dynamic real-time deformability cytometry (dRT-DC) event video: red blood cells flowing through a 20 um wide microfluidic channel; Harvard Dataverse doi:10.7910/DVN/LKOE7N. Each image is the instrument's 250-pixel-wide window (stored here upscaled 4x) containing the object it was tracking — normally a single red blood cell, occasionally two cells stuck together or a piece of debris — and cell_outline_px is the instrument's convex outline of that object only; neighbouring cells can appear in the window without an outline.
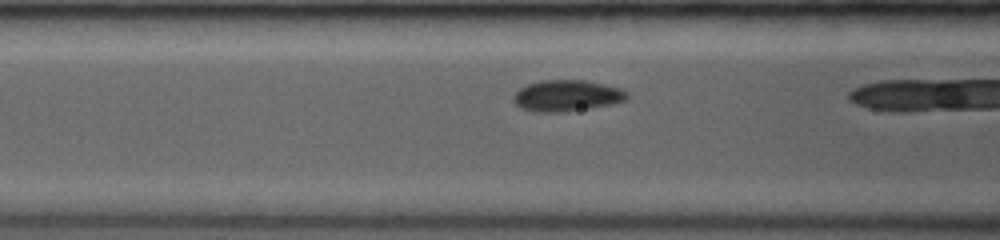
{"species": "common noctule bat (a hibernating species)", "species_latin": "Nyctalus noctula", "temperature_condition": "room temperature", "stored_images_in_passage": 19, "camera_frame_rate_fps": 3500, "um_per_image_px": 0.085, "animal": {"sex": "female", "body_mass_g": 19.0, "forearm_length_mm": 53.3}, "frame": {"image": 1, "passage_image": 6, "time_ms": 1.714, "image_size_px": [1000, 240], "cell_outline_px": [[628, 100], [612, 104], [592, 108], [564, 112], [536, 112], [520, 108], [512, 100], [512, 96], [520, 88], [528, 84], [540, 80], [588, 80], [620, 88], [628, 92]], "centroid_in_image_um": [48.19, 8.14], "position_along_channel_um": 118.4, "area_um2": 20.98}}
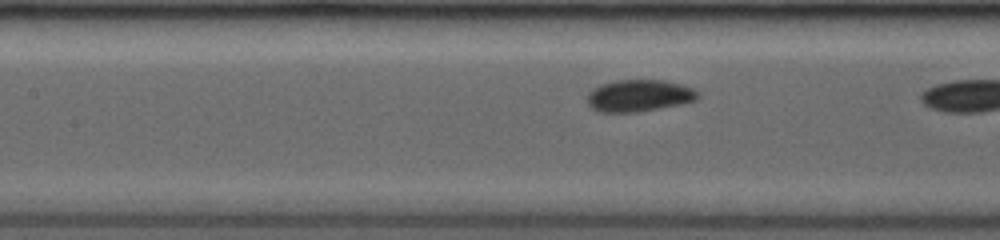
{"frame": {"image": 2, "passage_image": 9, "time_ms": 2.571, "image_size_px": [1000, 240], "cell_outline_px": [[700, 96], [696, 100], [680, 104], [640, 112], [596, 112], [588, 104], [588, 92], [600, 84], [616, 80], [664, 80], [680, 84], [692, 88], [700, 92]], "centroid_in_image_um": [54.32, 8.13], "position_along_channel_um": 153.1, "area_um2": 20.69}}